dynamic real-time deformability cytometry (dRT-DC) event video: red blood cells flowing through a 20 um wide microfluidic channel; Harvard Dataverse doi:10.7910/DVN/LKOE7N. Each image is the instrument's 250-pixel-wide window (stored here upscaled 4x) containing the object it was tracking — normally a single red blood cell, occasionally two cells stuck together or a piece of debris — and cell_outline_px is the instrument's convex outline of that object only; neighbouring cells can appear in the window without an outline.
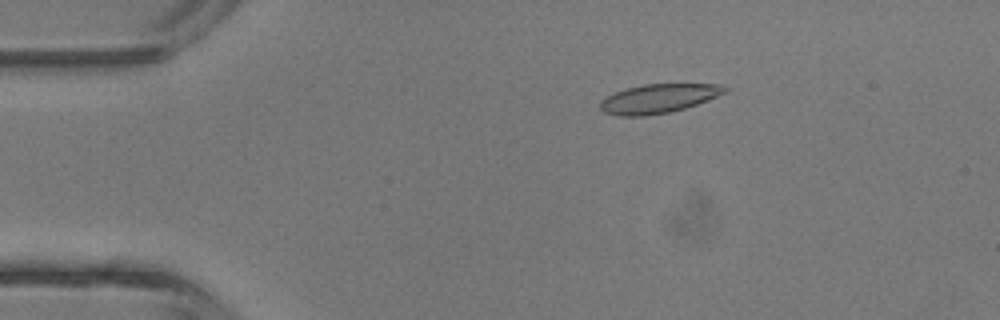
{"species": "common noctule bat (a hibernating species)", "species_latin": "Nyctalus noctula", "temperature_condition": "room temperature", "stored_images_in_passage": 5, "camera_frame_rate_fps": 3000, "um_per_image_px": 0.085, "animal": {"sex": "male", "body_mass_g": 13.3}, "frame": {"image": 1, "passage_image": 3, "time_ms": 2.333, "image_size_px": [1000, 320], "cell_outline_px": [[728, 92], [708, 100], [684, 108], [668, 112], [644, 116], [620, 116], [604, 112], [600, 108], [600, 100], [616, 92], [628, 88], [644, 84], [724, 84], [728, 88]], "centroid_in_image_um": [56.01, 8.37], "position_along_channel_um": 29.0, "area_um2": 20.98}}